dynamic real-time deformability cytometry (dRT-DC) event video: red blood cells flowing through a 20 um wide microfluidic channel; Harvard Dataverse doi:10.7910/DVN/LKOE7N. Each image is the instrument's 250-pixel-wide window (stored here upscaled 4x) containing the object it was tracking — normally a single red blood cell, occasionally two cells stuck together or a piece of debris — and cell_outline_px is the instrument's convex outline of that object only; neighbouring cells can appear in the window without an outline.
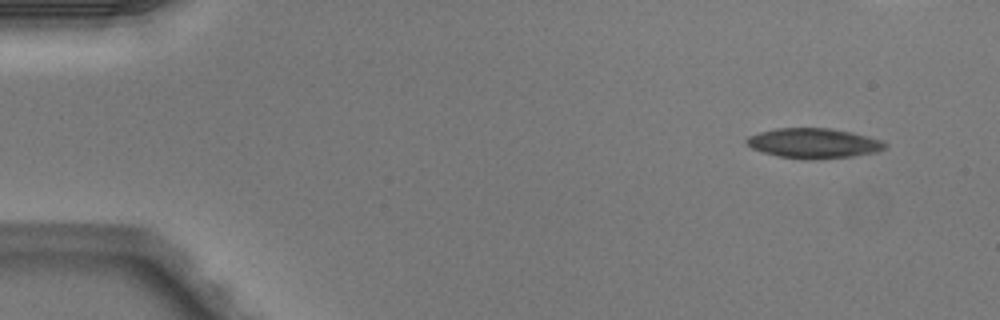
{"species": "Egyptian fruit bat (a non-hibernating species)", "species_latin": "Rousettus aegyptiacus", "temperature_condition": "warm", "stored_images_in_passage": 5, "camera_frame_rate_fps": 3000, "um_per_image_px": 0.085, "animal": {"sex": "male"}, "frame": {"image": 1, "passage_image": 1, "time_ms": 0.0, "image_size_px": [1000, 320], "cell_outline_px": [[888, 144], [884, 148], [876, 152], [852, 156], [780, 156], [764, 152], [752, 148], [744, 140], [748, 136], [760, 132], [776, 128], [832, 128], [852, 132], [868, 136], [880, 140]], "centroid_in_image_um": [69.17, 12.11], "position_along_channel_um": 15.8, "area_um2": 23.0}}